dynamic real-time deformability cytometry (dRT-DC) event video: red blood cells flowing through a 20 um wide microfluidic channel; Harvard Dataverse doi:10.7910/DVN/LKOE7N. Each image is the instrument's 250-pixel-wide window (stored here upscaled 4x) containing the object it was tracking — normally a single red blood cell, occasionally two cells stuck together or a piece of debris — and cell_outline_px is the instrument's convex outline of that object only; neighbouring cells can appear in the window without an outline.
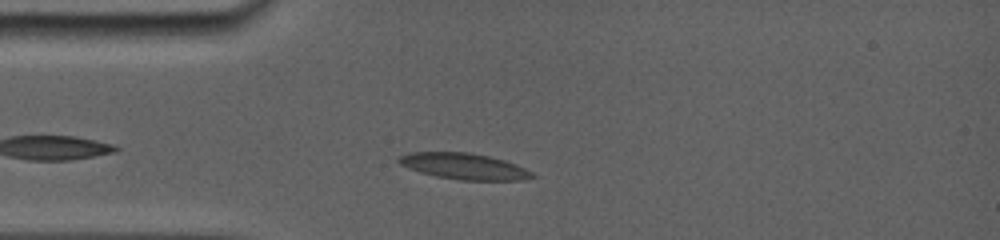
{"species": "common noctule bat (a hibernating species)", "species_latin": "Nyctalus noctula", "temperature_condition": "room temperature", "stored_images_in_passage": 52, "camera_frame_rate_fps": 5000, "um_per_image_px": 0.085, "animal": {"sex": "female", "body_mass_g": 19.0, "forearm_length_mm": 56.7}, "frame": {"image": 1, "passage_image": 10, "time_ms": 1.8, "image_size_px": [1000, 240], "cell_outline_px": [[536, 176], [524, 180], [460, 180], [436, 176], [420, 172], [408, 168], [400, 164], [396, 160], [400, 156], [412, 152], [464, 152], [488, 156], [504, 160], [524, 168], [532, 172]], "centroid_in_image_um": [39.43, 14.14], "position_along_channel_um": 45.6, "area_um2": 20.11}}
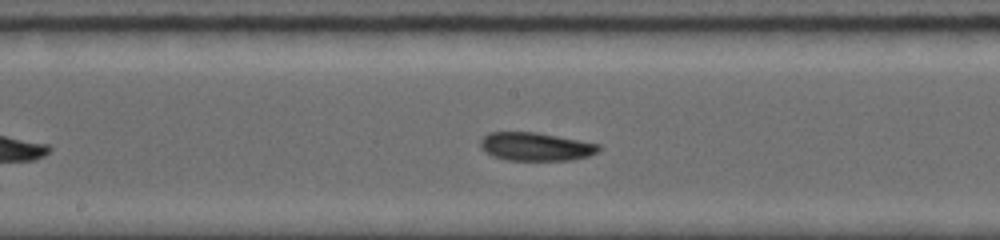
{"frame": {"image": 2, "passage_image": 32, "time_ms": 6.2, "image_size_px": [1000, 240], "cell_outline_px": [[600, 148], [596, 152], [588, 156], [572, 160], [508, 160], [492, 156], [480, 144], [480, 140], [488, 132], [536, 132], [600, 144]], "centroid_in_image_um": [45.54, 12.46], "position_along_channel_um": 202.7, "area_um2": 19.31}}
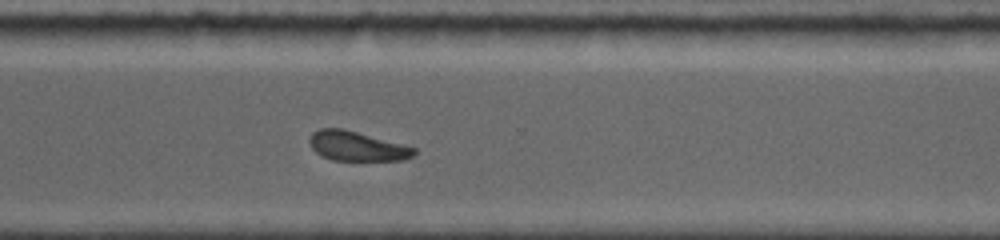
{"frame": {"image": 3, "passage_image": 50, "time_ms": 9.8, "image_size_px": [1000, 240], "cell_outline_px": [[416, 152], [412, 156], [404, 160], [332, 160], [316, 152], [312, 148], [308, 140], [312, 132], [320, 128], [344, 128], [416, 148]], "centroid_in_image_um": [30.31, 12.41], "position_along_channel_um": 340.3, "area_um2": 17.92}, "authors_computed_cell_mechanics": {"area_um2": 18.9584, "velocity_mm_per_s": 3.8143, "shape_relaxation_time_tau1_ms": 6.9561, "shape_relaxation_time_tau2_ms": null, "deformation_change_tau1": 0.157, "deformation_change_tau2": null}}